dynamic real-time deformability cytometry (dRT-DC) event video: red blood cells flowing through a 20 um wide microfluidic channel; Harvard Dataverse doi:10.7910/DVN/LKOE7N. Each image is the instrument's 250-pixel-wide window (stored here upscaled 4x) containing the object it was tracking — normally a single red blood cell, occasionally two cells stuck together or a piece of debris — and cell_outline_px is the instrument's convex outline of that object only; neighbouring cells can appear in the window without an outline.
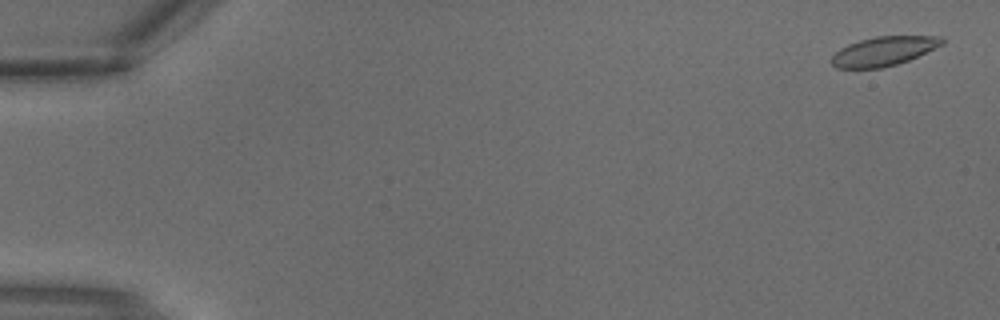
{"species": "common noctule bat (a hibernating species)", "species_latin": "Nyctalus noctula", "temperature_condition": "warm", "stored_images_in_passage": 4, "camera_frame_rate_fps": 3000, "um_per_image_px": 0.085, "animal": {"sex": "male", "body_mass_g": 18.8}, "frame": {"image": 1, "passage_image": 1, "time_ms": 0.0, "image_size_px": [1000, 320], "cell_outline_px": [[944, 44], [908, 60], [896, 64], [880, 68], [836, 68], [832, 64], [832, 56], [840, 48], [848, 44], [860, 40], [876, 36], [944, 36]], "centroid_in_image_um": [75.12, 4.34], "position_along_channel_um": 9.9, "area_um2": 18.67}}
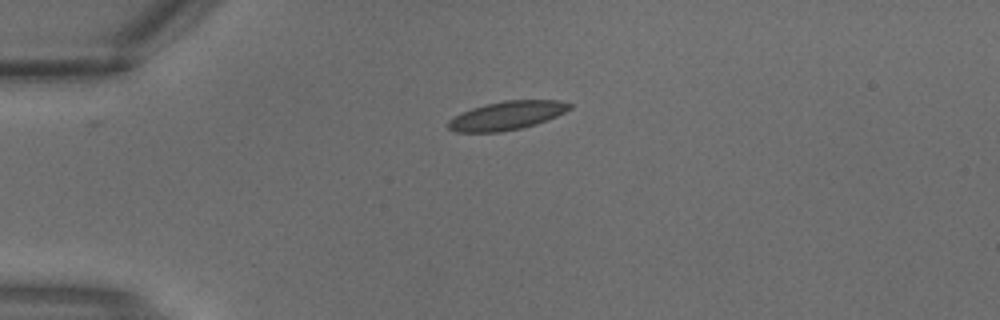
{"frame": {"image": 2, "passage_image": 3, "time_ms": 0.667, "image_size_px": [1000, 320], "cell_outline_px": [[572, 108], [556, 116], [536, 124], [520, 128], [500, 132], [456, 132], [448, 128], [448, 120], [472, 108], [504, 100], [560, 100], [572, 104]], "centroid_in_image_um": [43.11, 9.82], "position_along_channel_um": 41.9, "area_um2": 20.0}}
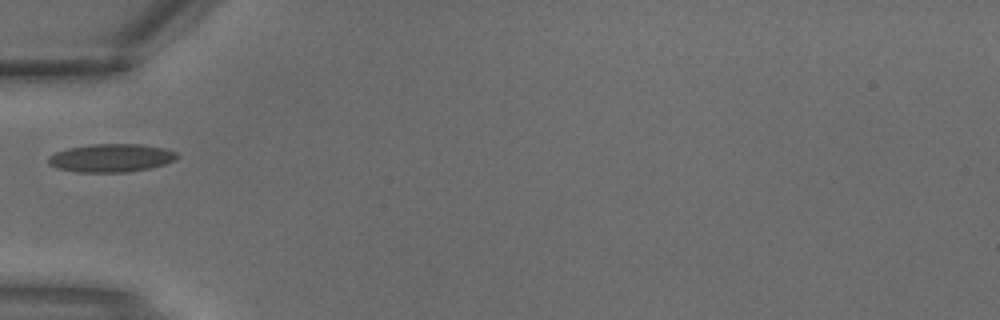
{"frame": {"image": 3, "passage_image": 4, "time_ms": 1.0, "image_size_px": [1000, 320], "cell_outline_px": [[180, 156], [176, 160], [164, 164], [148, 168], [128, 172], [76, 172], [56, 168], [48, 164], [48, 156], [56, 152], [68, 148], [92, 144], [140, 144], [164, 148], [176, 152]], "centroid_in_image_um": [9.44, 13.42], "position_along_channel_um": 75.6, "area_um2": 21.21}}